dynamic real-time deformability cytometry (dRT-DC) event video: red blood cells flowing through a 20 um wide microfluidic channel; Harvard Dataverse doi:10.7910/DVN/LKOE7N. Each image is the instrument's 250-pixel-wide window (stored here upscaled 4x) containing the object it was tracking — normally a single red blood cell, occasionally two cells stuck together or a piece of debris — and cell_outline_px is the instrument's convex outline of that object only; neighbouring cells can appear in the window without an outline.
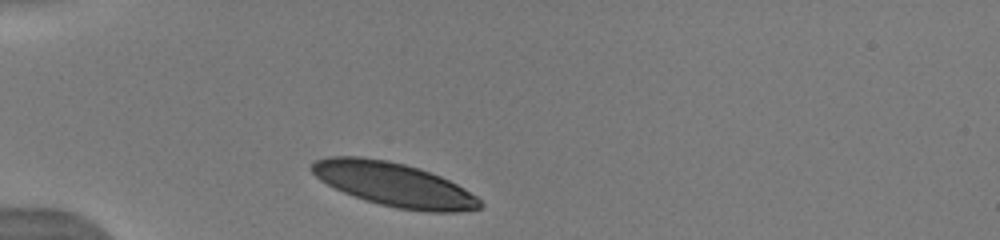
{"species": "human", "species_latin": "Homo sapiens", "temperature_condition": "warm", "stored_images_in_passage": 2, "camera_frame_rate_fps": 3000, "um_per_image_px": 0.085, "donor": {"sex": "male"}, "frame": {"image": 1, "passage_image": 1, "time_ms": 0.0, "image_size_px": [1000, 240], "cell_outline_px": [[484, 204], [480, 208], [460, 212], [424, 212], [396, 208], [380, 204], [344, 192], [320, 180], [308, 168], [316, 160], [328, 156], [360, 156], [388, 160], [420, 168], [440, 176], [464, 188], [476, 196]], "centroid_in_image_um": [33.5, 15.68], "position_along_channel_um": 51.5, "area_um2": 42.83}}